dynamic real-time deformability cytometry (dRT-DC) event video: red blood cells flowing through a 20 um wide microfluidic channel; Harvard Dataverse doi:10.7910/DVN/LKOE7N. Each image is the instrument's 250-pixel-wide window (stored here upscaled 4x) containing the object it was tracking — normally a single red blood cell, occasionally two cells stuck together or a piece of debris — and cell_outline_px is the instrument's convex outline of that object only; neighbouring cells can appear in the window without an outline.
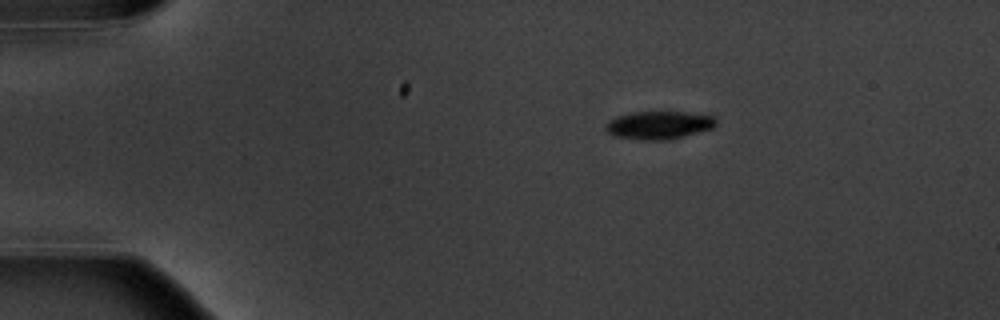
{"species": "common noctule bat (a hibernating species)", "species_latin": "Nyctalus noctula", "temperature_condition": "warm", "stored_images_in_passage": 3, "camera_frame_rate_fps": 3000, "um_per_image_px": 0.085, "animal": {"sex": "male", "body_mass_g": 20.1, "forearm_length_mm": 53.5}, "frame": {"image": 1, "passage_image": 1, "time_ms": 0.0, "image_size_px": [1000, 320], "cell_outline_px": [[716, 124], [712, 128], [684, 136], [664, 140], [644, 140], [612, 136], [604, 128], [604, 124], [608, 120], [616, 116], [632, 112], [684, 112], [716, 116]], "centroid_in_image_um": [55.96, 10.63], "position_along_channel_um": 29.0, "area_um2": 18.09}}